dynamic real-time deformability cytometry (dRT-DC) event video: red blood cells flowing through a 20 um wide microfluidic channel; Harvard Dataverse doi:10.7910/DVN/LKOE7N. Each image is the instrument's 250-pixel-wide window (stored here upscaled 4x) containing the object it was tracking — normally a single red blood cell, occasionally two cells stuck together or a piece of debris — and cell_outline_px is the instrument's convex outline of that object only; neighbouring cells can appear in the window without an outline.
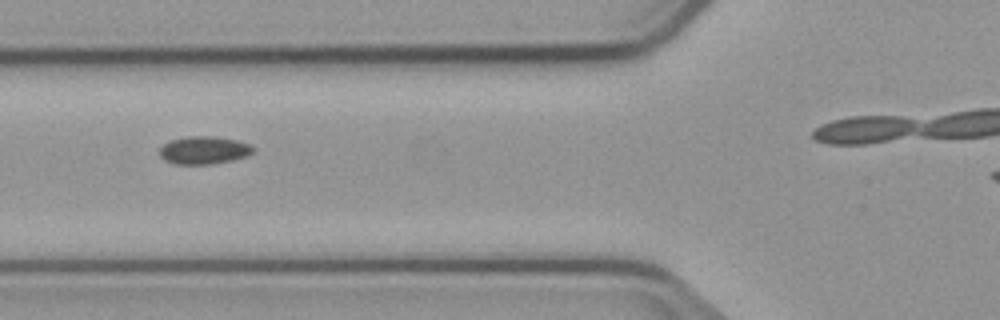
{"species": "common noctule bat (a hibernating species)", "species_latin": "Nyctalus noctula", "temperature_condition": "cold", "stored_images_in_passage": 7, "camera_frame_rate_fps": 3000, "um_per_image_px": 0.085, "animal": {"sex": "male", "body_mass_g": 23.1, "forearm_length_mm": 52.7}, "frame": {"image": 1, "passage_image": 4, "time_ms": 3.333, "image_size_px": [1000, 320], "cell_outline_px": [[256, 148], [248, 156], [232, 160], [212, 164], [176, 164], [164, 160], [160, 156], [160, 148], [164, 144], [172, 140], [188, 136], [212, 136], [236, 140], [252, 144]], "centroid_in_image_um": [17.37, 12.77], "position_along_channel_um": 108.4, "area_um2": 15.2}}
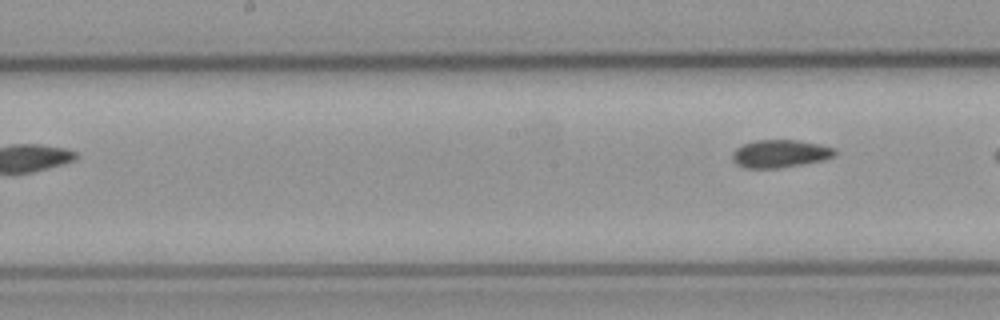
{"frame": {"image": 2, "passage_image": 7, "time_ms": 7.0, "image_size_px": [1000, 320], "cell_outline_px": [[836, 156], [824, 160], [776, 168], [744, 168], [736, 164], [732, 160], [732, 156], [736, 148], [744, 144], [756, 140], [796, 140], [820, 144], [836, 148]], "centroid_in_image_um": [66.33, 13.06], "position_along_channel_um": 181.9, "area_um2": 16.59}}